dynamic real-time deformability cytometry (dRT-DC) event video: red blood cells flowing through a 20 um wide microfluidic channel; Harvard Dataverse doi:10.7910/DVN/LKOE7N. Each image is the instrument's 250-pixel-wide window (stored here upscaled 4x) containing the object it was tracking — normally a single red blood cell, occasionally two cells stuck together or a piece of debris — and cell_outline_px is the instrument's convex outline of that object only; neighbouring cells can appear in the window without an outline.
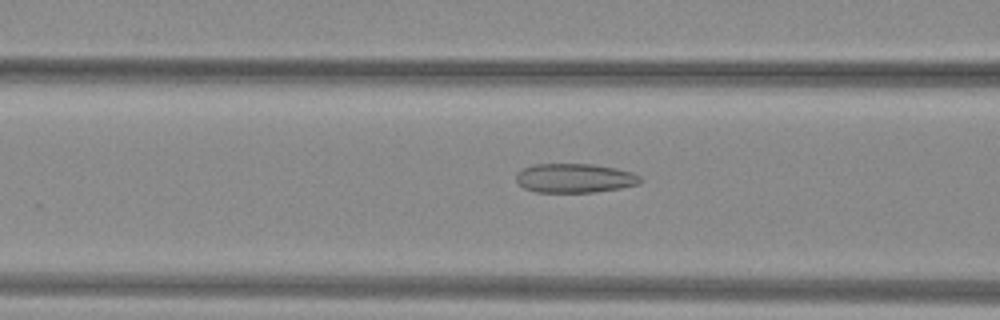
{"species": "common noctule bat (a hibernating species)", "species_latin": "Nyctalus noctula", "temperature_condition": "warm", "stored_images_in_passage": 47, "camera_frame_rate_fps": 3000, "um_per_image_px": 0.085, "animal": {"sex": "female", "body_mass_g": 29.2, "forearm_length_mm": 56.3}, "frame": {"image": 1, "passage_image": 21, "time_ms": 6.667, "image_size_px": [1000, 320], "cell_outline_px": [[644, 180], [640, 184], [620, 188], [596, 192], [536, 192], [524, 188], [516, 180], [516, 172], [532, 164], [592, 164], [616, 168], [632, 172], [640, 176]], "centroid_in_image_um": [48.87, 15.14], "position_along_channel_um": 117.7, "area_um2": 21.27}}
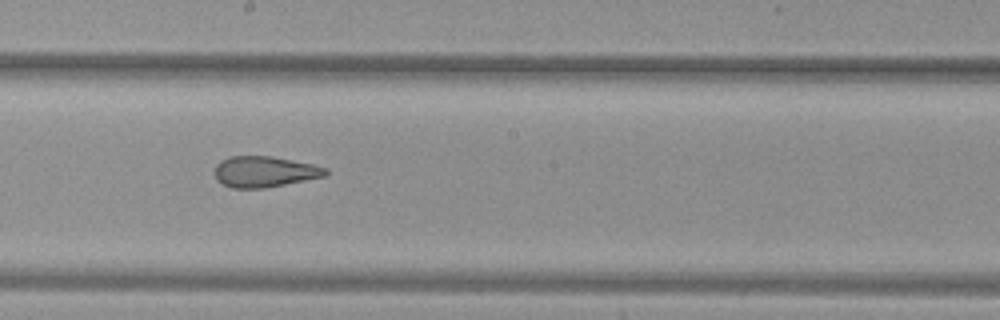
{"frame": {"image": 2, "passage_image": 29, "time_ms": 9.333, "image_size_px": [1000, 320], "cell_outline_px": [[328, 176], [264, 188], [232, 188], [220, 184], [216, 180], [216, 164], [220, 160], [228, 156], [272, 156], [312, 164], [328, 168]], "centroid_in_image_um": [22.49, 14.59], "position_along_channel_um": 225.7, "area_um2": 20.17}}
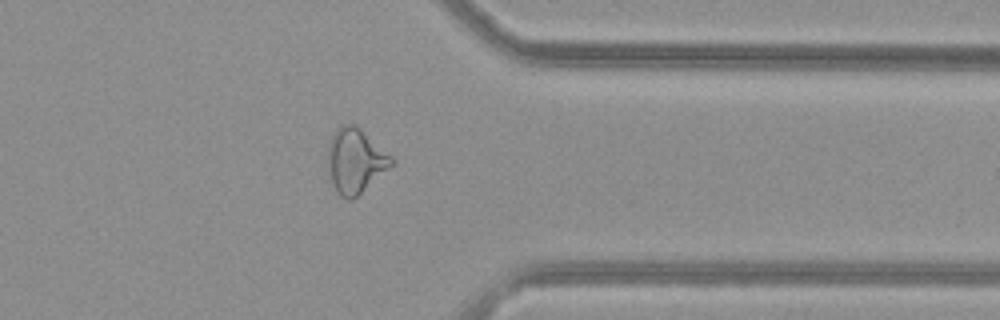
{"frame": {"image": 3, "passage_image": 41, "time_ms": 13.333, "image_size_px": [1000, 320], "cell_outline_px": [[396, 164], [352, 200], [348, 200], [340, 196], [336, 192], [332, 184], [328, 164], [328, 144], [336, 128], [340, 124], [356, 124], [392, 156], [396, 160]], "centroid_in_image_um": [30.23, 13.66], "position_along_channel_um": 381.2, "area_um2": 24.33}}